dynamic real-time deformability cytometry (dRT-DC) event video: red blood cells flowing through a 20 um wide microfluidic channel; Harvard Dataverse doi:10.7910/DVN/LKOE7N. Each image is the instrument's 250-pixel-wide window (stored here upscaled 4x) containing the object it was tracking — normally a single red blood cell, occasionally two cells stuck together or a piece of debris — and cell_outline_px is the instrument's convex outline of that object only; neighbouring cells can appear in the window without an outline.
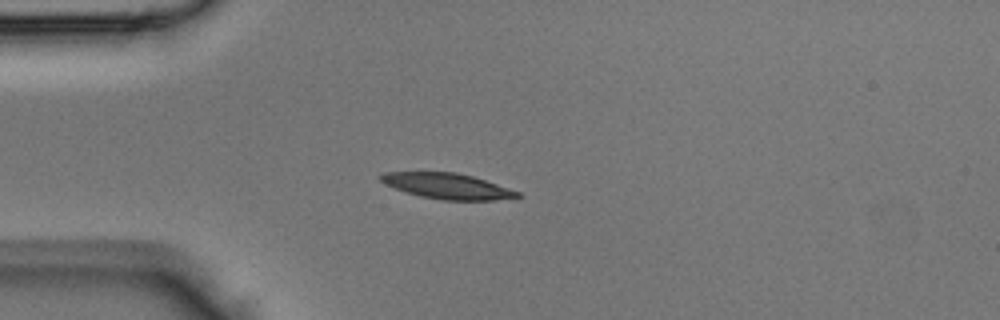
{"species": "Egyptian fruit bat (a non-hibernating species)", "species_latin": "Rousettus aegyptiacus", "temperature_condition": "room temperature", "stored_images_in_passage": 33, "camera_frame_rate_fps": 3000, "um_per_image_px": 0.085, "animal": {"sex": "male"}, "frame": {"image": 1, "passage_image": 9, "time_ms": 2.667, "image_size_px": [1000, 320], "cell_outline_px": [[524, 196], [492, 200], [444, 200], [420, 196], [384, 184], [380, 180], [380, 176], [384, 172], [456, 172], [472, 176], [520, 192]], "centroid_in_image_um": [38.03, 15.81], "position_along_channel_um": 47.0, "area_um2": 20.11}}
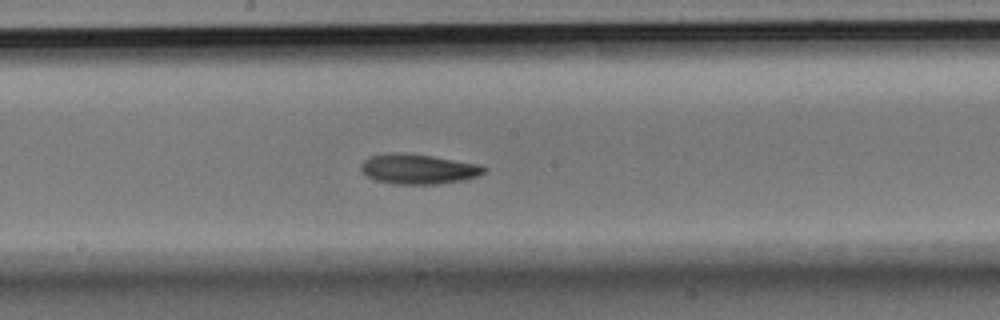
{"frame": {"image": 2, "passage_image": 21, "time_ms": 6.667, "image_size_px": [1000, 320], "cell_outline_px": [[488, 168], [484, 172], [476, 176], [464, 180], [440, 184], [396, 184], [376, 180], [368, 176], [360, 168], [360, 164], [364, 160], [372, 156], [388, 152], [396, 152], [432, 156], [480, 164]], "centroid_in_image_um": [35.57, 14.36], "position_along_channel_um": 212.6, "area_um2": 21.44}}
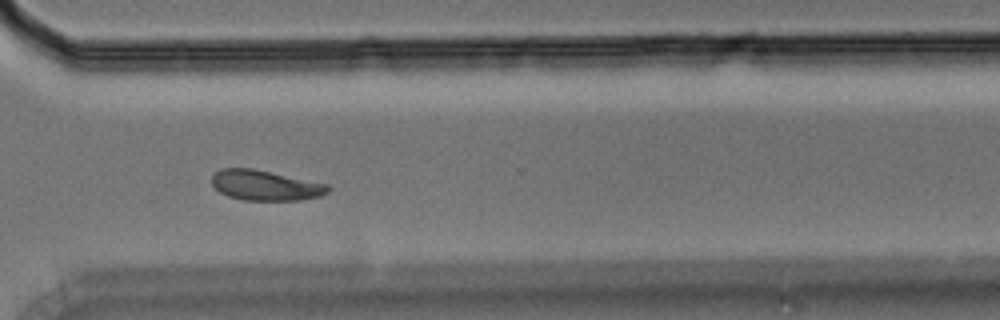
{"frame": {"image": 3, "passage_image": 30, "time_ms": 9.667, "image_size_px": [1000, 320], "cell_outline_px": [[332, 188], [328, 192], [320, 196], [300, 200], [244, 200], [228, 196], [220, 192], [212, 184], [212, 176], [220, 168], [252, 168], [328, 184]], "centroid_in_image_um": [22.56, 15.75], "position_along_channel_um": 348.0, "area_um2": 20.4}}